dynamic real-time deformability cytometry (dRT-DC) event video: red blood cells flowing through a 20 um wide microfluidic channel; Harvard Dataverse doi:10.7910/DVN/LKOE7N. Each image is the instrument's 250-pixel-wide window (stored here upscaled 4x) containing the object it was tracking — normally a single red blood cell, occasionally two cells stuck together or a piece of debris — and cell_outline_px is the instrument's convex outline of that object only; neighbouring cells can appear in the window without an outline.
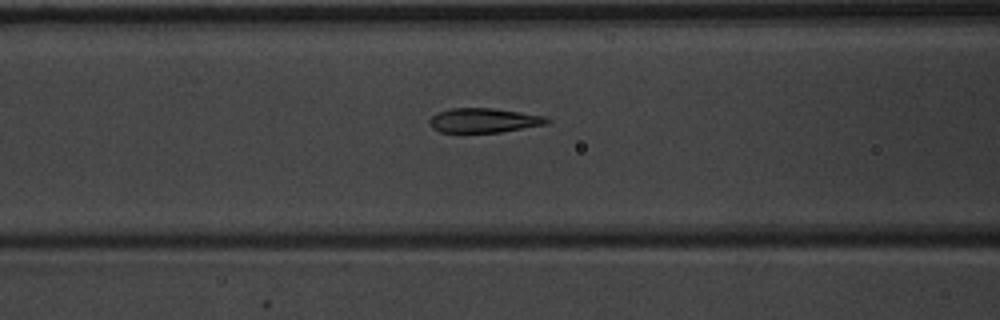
{"species": "common noctule bat (a hibernating species)", "species_latin": "Nyctalus noctula", "temperature_condition": "warm", "stored_images_in_passage": 37, "camera_frame_rate_fps": 3000, "um_per_image_px": 0.085, "animal": {"sex": "male", "body_mass_g": 20.1, "forearm_length_mm": 53.5}, "frame": {"image": 1, "passage_image": 7, "time_ms": 2.0, "image_size_px": [1000, 320], "cell_outline_px": [[552, 120], [548, 124], [500, 132], [440, 132], [432, 128], [428, 120], [432, 116], [440, 112], [452, 108], [492, 108], [520, 112], [544, 116]], "centroid_in_image_um": [41.15, 10.23], "position_along_channel_um": 125.5, "area_um2": 16.65}}
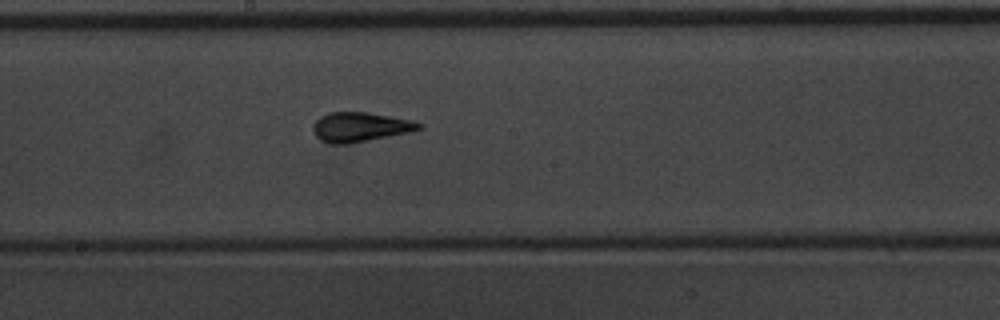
{"frame": {"image": 2, "passage_image": 14, "time_ms": 4.333, "image_size_px": [1000, 320], "cell_outline_px": [[424, 124], [420, 128], [412, 132], [348, 144], [332, 144], [320, 140], [316, 136], [312, 128], [312, 124], [320, 116], [328, 112], [368, 112], [412, 120]], "centroid_in_image_um": [30.6, 10.79], "position_along_channel_um": 217.6, "area_um2": 18.38}}
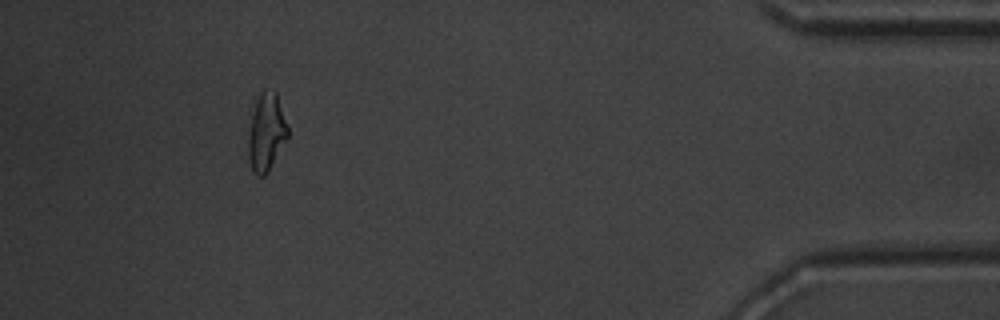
{"frame": {"image": 3, "passage_image": 33, "time_ms": 10.667, "image_size_px": [1000, 320], "cell_outline_px": [[288, 136], [268, 172], [264, 176], [260, 176], [252, 172], [248, 160], [248, 140], [252, 116], [256, 100], [260, 92], [264, 88], [276, 92], [288, 128]], "centroid_in_image_um": [22.63, 11.26], "position_along_channel_um": 412.6, "area_um2": 17.69}, "authors_computed_cell_mechanics": {"area_um2": 17.34, "velocity_mm_per_s": 3.9462, "shape_relaxation_time_tau1_ms": 2.7513, "shape_relaxation_time_tau2_ms": 0.8445, "deformation_change_tau1": 0.1843, "deformation_change_tau2": 0.1065}}